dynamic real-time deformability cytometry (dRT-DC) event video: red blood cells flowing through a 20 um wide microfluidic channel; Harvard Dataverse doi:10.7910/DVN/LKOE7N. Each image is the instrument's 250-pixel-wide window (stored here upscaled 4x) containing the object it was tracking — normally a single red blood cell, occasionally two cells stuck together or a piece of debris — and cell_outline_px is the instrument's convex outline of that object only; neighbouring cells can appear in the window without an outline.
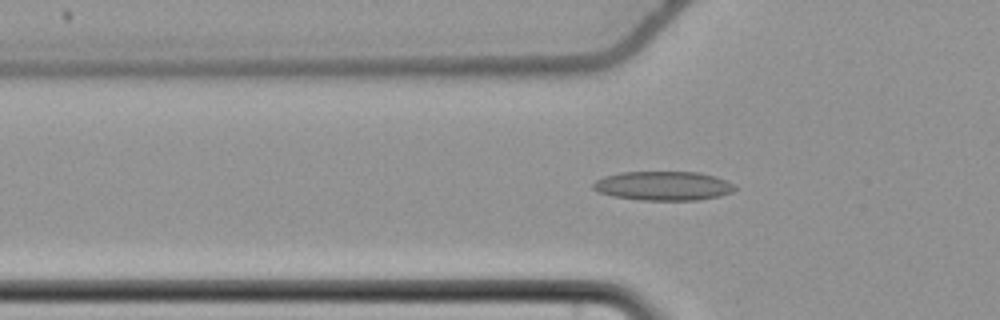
{"species": "common noctule bat (a hibernating species)", "species_latin": "Nyctalus noctula", "temperature_condition": "cold", "stored_images_in_passage": 57, "camera_frame_rate_fps": 3000, "um_per_image_px": 0.085, "animal": {"sex": "female", "body_mass_g": 22.7, "forearm_length_mm": 54.2}, "frame": {"image": 1, "passage_image": 20, "time_ms": 6.333, "image_size_px": [1000, 320], "cell_outline_px": [[736, 188], [732, 192], [720, 196], [696, 200], [640, 200], [612, 196], [596, 192], [592, 188], [592, 184], [596, 180], [604, 176], [620, 172], [700, 172], [716, 176], [736, 184]], "centroid_in_image_um": [56.37, 15.79], "position_along_channel_um": 69.4, "area_um2": 24.33}}
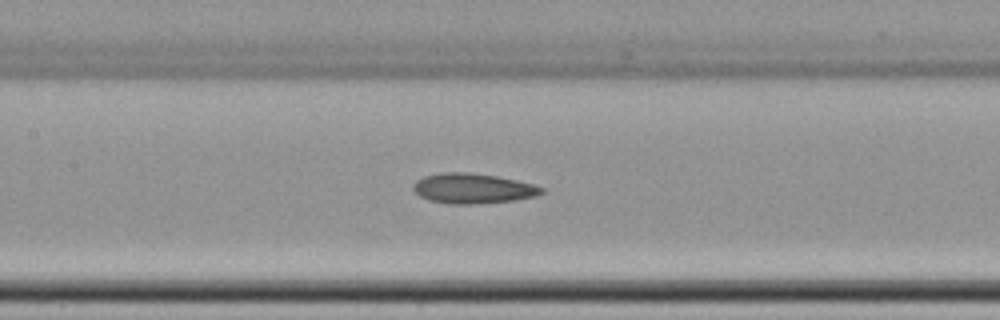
{"frame": {"image": 2, "passage_image": 28, "time_ms": 9.0, "image_size_px": [1000, 320], "cell_outline_px": [[544, 192], [536, 196], [512, 200], [472, 204], [452, 204], [428, 200], [420, 196], [412, 188], [412, 184], [416, 180], [424, 176], [440, 172], [468, 172], [496, 176], [516, 180], [532, 184], [544, 188]], "centroid_in_image_um": [40.15, 16.01], "position_along_channel_um": 167.2, "area_um2": 22.43}}
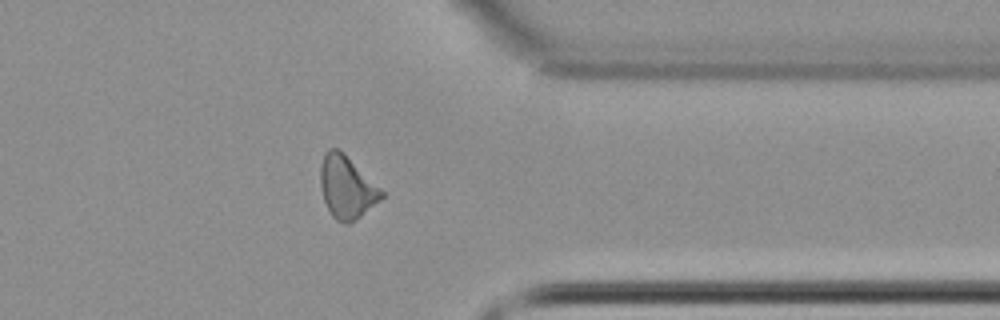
{"frame": {"image": 3, "passage_image": 46, "time_ms": 15.0, "image_size_px": [1000, 320], "cell_outline_px": [[384, 196], [380, 200], [360, 216], [348, 224], [344, 224], [336, 220], [332, 216], [324, 200], [320, 184], [320, 164], [324, 152], [328, 148], [336, 148], [344, 152], [384, 192]], "centroid_in_image_um": [29.44, 15.89], "position_along_channel_um": 382.0, "area_um2": 22.2}, "authors_computed_cell_mechanics": {"area_um2": 22.4842, "velocity_mm_per_s": 3.6992, "shape_relaxation_time_tau1_ms": null, "shape_relaxation_time_tau2_ms": 6.1954, "deformation_change_tau1": null, "deformation_change_tau2": 0.1438}}